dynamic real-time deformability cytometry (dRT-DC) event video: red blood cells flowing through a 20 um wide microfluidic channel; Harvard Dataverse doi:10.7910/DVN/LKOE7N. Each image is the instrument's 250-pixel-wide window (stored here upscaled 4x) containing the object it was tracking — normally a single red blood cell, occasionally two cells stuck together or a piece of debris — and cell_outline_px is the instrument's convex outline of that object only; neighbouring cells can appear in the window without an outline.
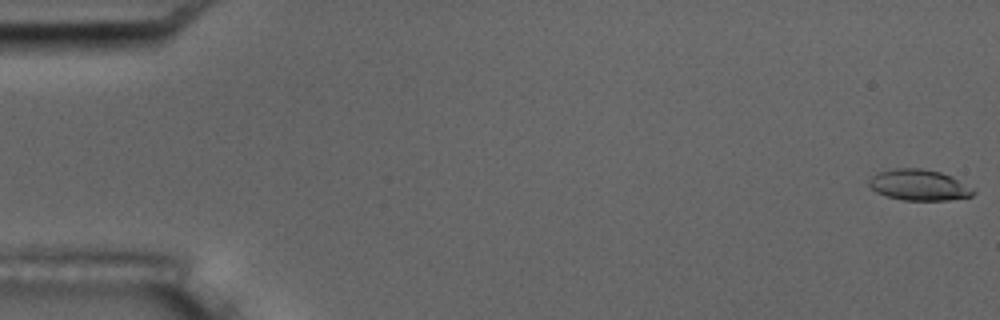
{"species": "common noctule bat (a hibernating species)", "species_latin": "Nyctalus noctula", "temperature_condition": "room temperature", "stored_images_in_passage": 6, "camera_frame_rate_fps": 3000, "um_per_image_px": 0.085, "animal": {"sex": "male", "body_mass_g": 17.5, "forearm_length_mm": 52.3}, "frame": {"image": 1, "passage_image": 1, "time_ms": 0.0, "image_size_px": [1000, 320], "cell_outline_px": [[976, 192], [972, 196], [948, 200], [904, 200], [888, 196], [876, 192], [868, 184], [868, 180], [872, 176], [880, 172], [896, 168], [920, 168], [940, 172], [952, 176]], "centroid_in_image_um": [78.1, 15.72], "position_along_channel_um": 6.9, "area_um2": 18.55}}
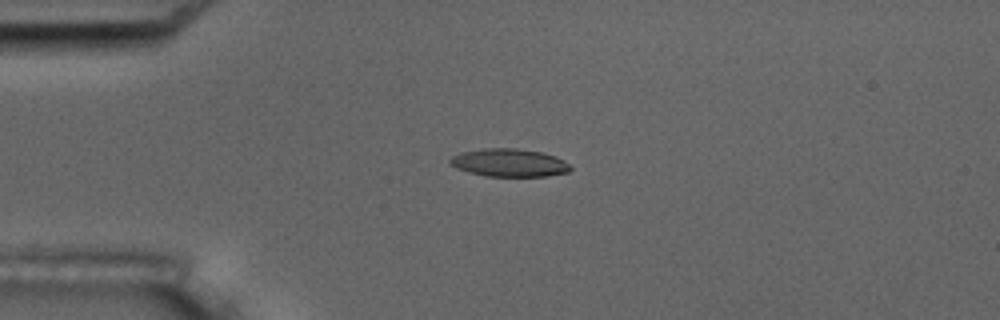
{"frame": {"image": 2, "passage_image": 5, "time_ms": 4.333, "image_size_px": [1000, 320], "cell_outline_px": [[572, 168], [568, 172], [548, 176], [484, 176], [468, 172], [456, 168], [448, 164], [448, 160], [452, 156], [460, 152], [484, 148], [516, 148], [540, 152], [556, 156], [564, 160]], "centroid_in_image_um": [43.24, 13.83], "position_along_channel_um": 41.8, "area_um2": 19.77}}